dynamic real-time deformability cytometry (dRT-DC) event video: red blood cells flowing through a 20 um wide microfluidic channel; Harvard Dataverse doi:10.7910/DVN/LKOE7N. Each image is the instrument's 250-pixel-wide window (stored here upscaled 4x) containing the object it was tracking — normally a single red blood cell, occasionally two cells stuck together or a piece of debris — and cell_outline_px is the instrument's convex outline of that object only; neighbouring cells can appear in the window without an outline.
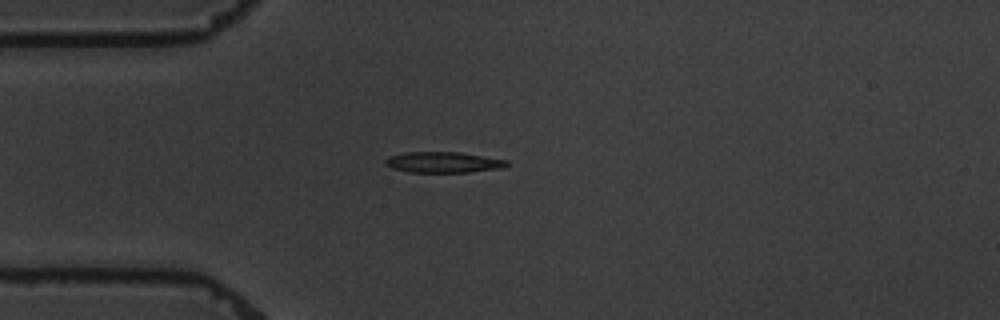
{"species": "common noctule bat (a hibernating species)", "species_latin": "Nyctalus noctula", "temperature_condition": "warm", "stored_images_in_passage": 4, "camera_frame_rate_fps": 3000, "um_per_image_px": 0.085, "animal": {"sex": "male", "body_mass_g": 19.5, "forearm_length_mm": 54.6}, "frame": {"image": 1, "passage_image": 4, "time_ms": 3.333, "image_size_px": [1000, 320], "cell_outline_px": [[508, 164], [504, 168], [468, 172], [408, 172], [392, 168], [384, 164], [384, 160], [388, 156], [404, 152], [460, 152], [508, 160]], "centroid_in_image_um": [37.66, 13.79], "position_along_channel_um": 47.3, "area_um2": 14.85}}